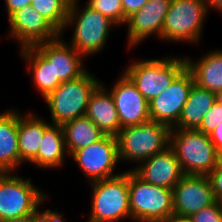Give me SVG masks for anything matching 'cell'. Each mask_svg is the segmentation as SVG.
Listing matches in <instances>:
<instances>
[{
    "label": "cell",
    "instance_id": "38",
    "mask_svg": "<svg viewBox=\"0 0 222 222\" xmlns=\"http://www.w3.org/2000/svg\"><path fill=\"white\" fill-rule=\"evenodd\" d=\"M3 222H31V215H27V216L15 218V219H9Z\"/></svg>",
    "mask_w": 222,
    "mask_h": 222
},
{
    "label": "cell",
    "instance_id": "26",
    "mask_svg": "<svg viewBox=\"0 0 222 222\" xmlns=\"http://www.w3.org/2000/svg\"><path fill=\"white\" fill-rule=\"evenodd\" d=\"M70 3L71 0H32L31 6L61 33L68 17Z\"/></svg>",
    "mask_w": 222,
    "mask_h": 222
},
{
    "label": "cell",
    "instance_id": "4",
    "mask_svg": "<svg viewBox=\"0 0 222 222\" xmlns=\"http://www.w3.org/2000/svg\"><path fill=\"white\" fill-rule=\"evenodd\" d=\"M171 128L163 123L148 121L122 128L116 136L121 162L137 163L164 151L170 145Z\"/></svg>",
    "mask_w": 222,
    "mask_h": 222
},
{
    "label": "cell",
    "instance_id": "5",
    "mask_svg": "<svg viewBox=\"0 0 222 222\" xmlns=\"http://www.w3.org/2000/svg\"><path fill=\"white\" fill-rule=\"evenodd\" d=\"M185 68L184 56H165L133 61L123 72L149 102L166 90Z\"/></svg>",
    "mask_w": 222,
    "mask_h": 222
},
{
    "label": "cell",
    "instance_id": "28",
    "mask_svg": "<svg viewBox=\"0 0 222 222\" xmlns=\"http://www.w3.org/2000/svg\"><path fill=\"white\" fill-rule=\"evenodd\" d=\"M221 122L222 101L218 98V100L211 106L210 110L203 117L200 126L196 130L206 135H210Z\"/></svg>",
    "mask_w": 222,
    "mask_h": 222
},
{
    "label": "cell",
    "instance_id": "11",
    "mask_svg": "<svg viewBox=\"0 0 222 222\" xmlns=\"http://www.w3.org/2000/svg\"><path fill=\"white\" fill-rule=\"evenodd\" d=\"M193 84V75L185 68L166 90L149 101L150 119L172 128L179 120Z\"/></svg>",
    "mask_w": 222,
    "mask_h": 222
},
{
    "label": "cell",
    "instance_id": "22",
    "mask_svg": "<svg viewBox=\"0 0 222 222\" xmlns=\"http://www.w3.org/2000/svg\"><path fill=\"white\" fill-rule=\"evenodd\" d=\"M18 110V149L19 166L30 162L37 154L45 131L44 118L32 111L21 114Z\"/></svg>",
    "mask_w": 222,
    "mask_h": 222
},
{
    "label": "cell",
    "instance_id": "32",
    "mask_svg": "<svg viewBox=\"0 0 222 222\" xmlns=\"http://www.w3.org/2000/svg\"><path fill=\"white\" fill-rule=\"evenodd\" d=\"M7 18L15 11L31 5L32 0H4Z\"/></svg>",
    "mask_w": 222,
    "mask_h": 222
},
{
    "label": "cell",
    "instance_id": "15",
    "mask_svg": "<svg viewBox=\"0 0 222 222\" xmlns=\"http://www.w3.org/2000/svg\"><path fill=\"white\" fill-rule=\"evenodd\" d=\"M172 0H149L126 20L128 51L155 35L162 40V27Z\"/></svg>",
    "mask_w": 222,
    "mask_h": 222
},
{
    "label": "cell",
    "instance_id": "13",
    "mask_svg": "<svg viewBox=\"0 0 222 222\" xmlns=\"http://www.w3.org/2000/svg\"><path fill=\"white\" fill-rule=\"evenodd\" d=\"M174 215L189 218L217 202L208 176L184 175L173 187Z\"/></svg>",
    "mask_w": 222,
    "mask_h": 222
},
{
    "label": "cell",
    "instance_id": "36",
    "mask_svg": "<svg viewBox=\"0 0 222 222\" xmlns=\"http://www.w3.org/2000/svg\"><path fill=\"white\" fill-rule=\"evenodd\" d=\"M207 6L208 11L210 8L213 10L219 11V13H222V0H204Z\"/></svg>",
    "mask_w": 222,
    "mask_h": 222
},
{
    "label": "cell",
    "instance_id": "14",
    "mask_svg": "<svg viewBox=\"0 0 222 222\" xmlns=\"http://www.w3.org/2000/svg\"><path fill=\"white\" fill-rule=\"evenodd\" d=\"M117 109L121 129L150 121L149 102L136 85L122 72L112 88L108 89Z\"/></svg>",
    "mask_w": 222,
    "mask_h": 222
},
{
    "label": "cell",
    "instance_id": "37",
    "mask_svg": "<svg viewBox=\"0 0 222 222\" xmlns=\"http://www.w3.org/2000/svg\"><path fill=\"white\" fill-rule=\"evenodd\" d=\"M159 222H190V221L189 218L171 215L168 218L161 220Z\"/></svg>",
    "mask_w": 222,
    "mask_h": 222
},
{
    "label": "cell",
    "instance_id": "19",
    "mask_svg": "<svg viewBox=\"0 0 222 222\" xmlns=\"http://www.w3.org/2000/svg\"><path fill=\"white\" fill-rule=\"evenodd\" d=\"M69 156L65 147L62 125L45 120V131L36 156L29 162L41 169L61 168Z\"/></svg>",
    "mask_w": 222,
    "mask_h": 222
},
{
    "label": "cell",
    "instance_id": "9",
    "mask_svg": "<svg viewBox=\"0 0 222 222\" xmlns=\"http://www.w3.org/2000/svg\"><path fill=\"white\" fill-rule=\"evenodd\" d=\"M44 192L31 178L0 171V222L32 215L41 202L49 199Z\"/></svg>",
    "mask_w": 222,
    "mask_h": 222
},
{
    "label": "cell",
    "instance_id": "39",
    "mask_svg": "<svg viewBox=\"0 0 222 222\" xmlns=\"http://www.w3.org/2000/svg\"><path fill=\"white\" fill-rule=\"evenodd\" d=\"M218 164L222 165V149L218 150Z\"/></svg>",
    "mask_w": 222,
    "mask_h": 222
},
{
    "label": "cell",
    "instance_id": "3",
    "mask_svg": "<svg viewBox=\"0 0 222 222\" xmlns=\"http://www.w3.org/2000/svg\"><path fill=\"white\" fill-rule=\"evenodd\" d=\"M101 83L89 70L77 79L62 82L44 99L51 114V123L62 125L85 116L91 94Z\"/></svg>",
    "mask_w": 222,
    "mask_h": 222
},
{
    "label": "cell",
    "instance_id": "24",
    "mask_svg": "<svg viewBox=\"0 0 222 222\" xmlns=\"http://www.w3.org/2000/svg\"><path fill=\"white\" fill-rule=\"evenodd\" d=\"M218 98L213 91L203 89L194 83L179 120L172 128L197 129Z\"/></svg>",
    "mask_w": 222,
    "mask_h": 222
},
{
    "label": "cell",
    "instance_id": "6",
    "mask_svg": "<svg viewBox=\"0 0 222 222\" xmlns=\"http://www.w3.org/2000/svg\"><path fill=\"white\" fill-rule=\"evenodd\" d=\"M89 184L92 187V204L87 222L130 219L128 169L115 177Z\"/></svg>",
    "mask_w": 222,
    "mask_h": 222
},
{
    "label": "cell",
    "instance_id": "25",
    "mask_svg": "<svg viewBox=\"0 0 222 222\" xmlns=\"http://www.w3.org/2000/svg\"><path fill=\"white\" fill-rule=\"evenodd\" d=\"M62 128L69 156L75 151L97 142L104 136L103 132L87 116L67 121L62 124Z\"/></svg>",
    "mask_w": 222,
    "mask_h": 222
},
{
    "label": "cell",
    "instance_id": "16",
    "mask_svg": "<svg viewBox=\"0 0 222 222\" xmlns=\"http://www.w3.org/2000/svg\"><path fill=\"white\" fill-rule=\"evenodd\" d=\"M66 42L59 35L54 40L34 46L49 63H53L55 79L61 82L77 79L88 70L83 63L85 57Z\"/></svg>",
    "mask_w": 222,
    "mask_h": 222
},
{
    "label": "cell",
    "instance_id": "1",
    "mask_svg": "<svg viewBox=\"0 0 222 222\" xmlns=\"http://www.w3.org/2000/svg\"><path fill=\"white\" fill-rule=\"evenodd\" d=\"M78 4V0H71L68 17L60 36H63L67 27L74 26V31L71 30L73 32L71 40L67 43L84 57L94 56L105 48L112 27L117 25L86 4L83 8Z\"/></svg>",
    "mask_w": 222,
    "mask_h": 222
},
{
    "label": "cell",
    "instance_id": "30",
    "mask_svg": "<svg viewBox=\"0 0 222 222\" xmlns=\"http://www.w3.org/2000/svg\"><path fill=\"white\" fill-rule=\"evenodd\" d=\"M207 176L215 198L217 201L222 202V165L217 164Z\"/></svg>",
    "mask_w": 222,
    "mask_h": 222
},
{
    "label": "cell",
    "instance_id": "29",
    "mask_svg": "<svg viewBox=\"0 0 222 222\" xmlns=\"http://www.w3.org/2000/svg\"><path fill=\"white\" fill-rule=\"evenodd\" d=\"M190 222H222V202L205 207L189 217Z\"/></svg>",
    "mask_w": 222,
    "mask_h": 222
},
{
    "label": "cell",
    "instance_id": "35",
    "mask_svg": "<svg viewBox=\"0 0 222 222\" xmlns=\"http://www.w3.org/2000/svg\"><path fill=\"white\" fill-rule=\"evenodd\" d=\"M43 211L48 215L49 222H65L63 215L59 211H52L49 208L46 210L43 209Z\"/></svg>",
    "mask_w": 222,
    "mask_h": 222
},
{
    "label": "cell",
    "instance_id": "20",
    "mask_svg": "<svg viewBox=\"0 0 222 222\" xmlns=\"http://www.w3.org/2000/svg\"><path fill=\"white\" fill-rule=\"evenodd\" d=\"M186 68L192 73L194 83L206 90L222 95V50H211L201 58L185 57Z\"/></svg>",
    "mask_w": 222,
    "mask_h": 222
},
{
    "label": "cell",
    "instance_id": "33",
    "mask_svg": "<svg viewBox=\"0 0 222 222\" xmlns=\"http://www.w3.org/2000/svg\"><path fill=\"white\" fill-rule=\"evenodd\" d=\"M209 137L217 151L222 149V122L213 130Z\"/></svg>",
    "mask_w": 222,
    "mask_h": 222
},
{
    "label": "cell",
    "instance_id": "2",
    "mask_svg": "<svg viewBox=\"0 0 222 222\" xmlns=\"http://www.w3.org/2000/svg\"><path fill=\"white\" fill-rule=\"evenodd\" d=\"M169 146L184 175L207 176L218 164V151L209 135L196 129L171 128Z\"/></svg>",
    "mask_w": 222,
    "mask_h": 222
},
{
    "label": "cell",
    "instance_id": "12",
    "mask_svg": "<svg viewBox=\"0 0 222 222\" xmlns=\"http://www.w3.org/2000/svg\"><path fill=\"white\" fill-rule=\"evenodd\" d=\"M8 23V35L18 42L20 49L54 40L60 35L31 5L13 12Z\"/></svg>",
    "mask_w": 222,
    "mask_h": 222
},
{
    "label": "cell",
    "instance_id": "23",
    "mask_svg": "<svg viewBox=\"0 0 222 222\" xmlns=\"http://www.w3.org/2000/svg\"><path fill=\"white\" fill-rule=\"evenodd\" d=\"M21 58L28 65V72L32 75L33 85L45 99L52 91L57 89L62 83L55 79L53 63L49 61L35 48L26 47L19 49Z\"/></svg>",
    "mask_w": 222,
    "mask_h": 222
},
{
    "label": "cell",
    "instance_id": "10",
    "mask_svg": "<svg viewBox=\"0 0 222 222\" xmlns=\"http://www.w3.org/2000/svg\"><path fill=\"white\" fill-rule=\"evenodd\" d=\"M71 158L79 165L88 183L120 175L115 173L120 161L116 136L104 135L97 142L75 151Z\"/></svg>",
    "mask_w": 222,
    "mask_h": 222
},
{
    "label": "cell",
    "instance_id": "17",
    "mask_svg": "<svg viewBox=\"0 0 222 222\" xmlns=\"http://www.w3.org/2000/svg\"><path fill=\"white\" fill-rule=\"evenodd\" d=\"M131 170L145 182L172 190L184 176L176 154L170 146L140 162Z\"/></svg>",
    "mask_w": 222,
    "mask_h": 222
},
{
    "label": "cell",
    "instance_id": "34",
    "mask_svg": "<svg viewBox=\"0 0 222 222\" xmlns=\"http://www.w3.org/2000/svg\"><path fill=\"white\" fill-rule=\"evenodd\" d=\"M32 213L31 222H49L48 215L42 210H40L41 205Z\"/></svg>",
    "mask_w": 222,
    "mask_h": 222
},
{
    "label": "cell",
    "instance_id": "8",
    "mask_svg": "<svg viewBox=\"0 0 222 222\" xmlns=\"http://www.w3.org/2000/svg\"><path fill=\"white\" fill-rule=\"evenodd\" d=\"M209 12L204 0H172L162 27V40L198 45Z\"/></svg>",
    "mask_w": 222,
    "mask_h": 222
},
{
    "label": "cell",
    "instance_id": "7",
    "mask_svg": "<svg viewBox=\"0 0 222 222\" xmlns=\"http://www.w3.org/2000/svg\"><path fill=\"white\" fill-rule=\"evenodd\" d=\"M128 184L131 221L159 222L174 215L172 189L145 182L131 169Z\"/></svg>",
    "mask_w": 222,
    "mask_h": 222
},
{
    "label": "cell",
    "instance_id": "31",
    "mask_svg": "<svg viewBox=\"0 0 222 222\" xmlns=\"http://www.w3.org/2000/svg\"><path fill=\"white\" fill-rule=\"evenodd\" d=\"M149 0H121L124 11V25L129 16L139 11Z\"/></svg>",
    "mask_w": 222,
    "mask_h": 222
},
{
    "label": "cell",
    "instance_id": "18",
    "mask_svg": "<svg viewBox=\"0 0 222 222\" xmlns=\"http://www.w3.org/2000/svg\"><path fill=\"white\" fill-rule=\"evenodd\" d=\"M85 116H87L104 135L117 136L121 130L112 94L103 83L91 94Z\"/></svg>",
    "mask_w": 222,
    "mask_h": 222
},
{
    "label": "cell",
    "instance_id": "21",
    "mask_svg": "<svg viewBox=\"0 0 222 222\" xmlns=\"http://www.w3.org/2000/svg\"><path fill=\"white\" fill-rule=\"evenodd\" d=\"M19 167L18 109L0 112V171L14 172Z\"/></svg>",
    "mask_w": 222,
    "mask_h": 222
},
{
    "label": "cell",
    "instance_id": "27",
    "mask_svg": "<svg viewBox=\"0 0 222 222\" xmlns=\"http://www.w3.org/2000/svg\"><path fill=\"white\" fill-rule=\"evenodd\" d=\"M86 5L109 18L118 27L124 24V11L121 0H87Z\"/></svg>",
    "mask_w": 222,
    "mask_h": 222
}]
</instances>
